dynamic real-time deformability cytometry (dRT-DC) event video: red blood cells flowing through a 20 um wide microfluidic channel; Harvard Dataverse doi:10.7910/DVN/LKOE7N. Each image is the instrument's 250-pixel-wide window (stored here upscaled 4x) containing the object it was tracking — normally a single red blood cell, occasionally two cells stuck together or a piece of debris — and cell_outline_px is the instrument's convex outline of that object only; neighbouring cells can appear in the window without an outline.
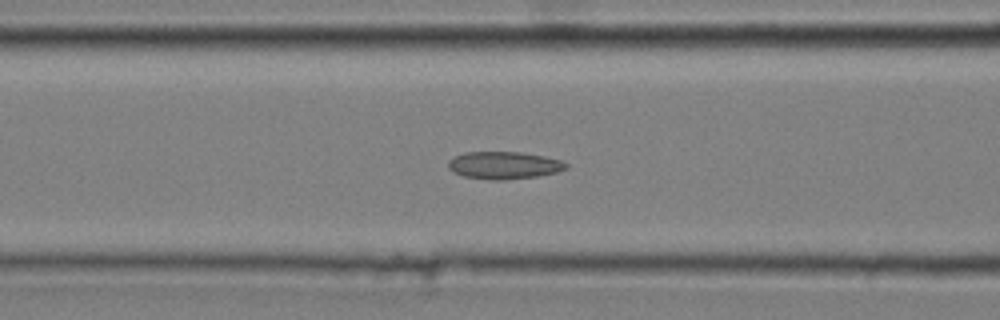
{"species": "common noctule bat (a hibernating species)", "species_latin": "Nyctalus noctula", "temperature_condition": "cold", "stored_images_in_passage": 38, "camera_frame_rate_fps": 3000, "um_per_image_px": 0.085, "animal": {"sex": "male", "body_mass_g": 20.4}, "frame": {"image": 1, "passage_image": 15, "time_ms": 4.667, "image_size_px": [1000, 320], "cell_outline_px": [[568, 168], [556, 172], [536, 176], [504, 180], [488, 180], [464, 176], [452, 172], [448, 168], [448, 160], [464, 152], [520, 152], [544, 156], [560, 160], [568, 164]], "centroid_in_image_um": [42.81, 14.05], "position_along_channel_um": 123.8, "area_um2": 18.84}}
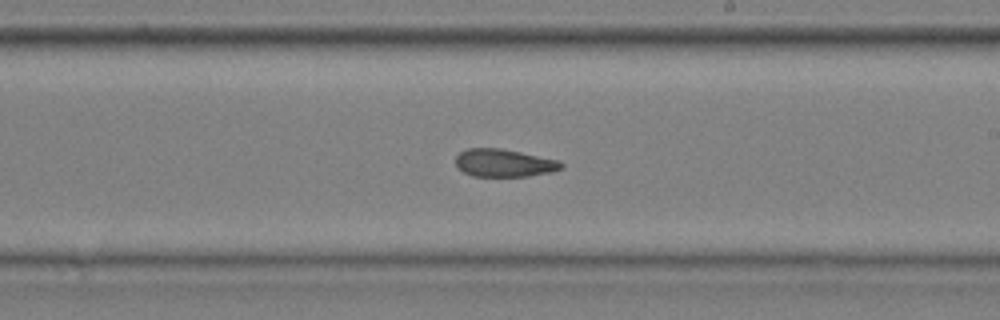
{"frame": {"image": 2, "passage_image": 25, "time_ms": 8.0, "image_size_px": [1000, 320], "cell_outline_px": [[564, 168], [552, 172], [528, 176], [472, 176], [456, 168], [456, 156], [460, 152], [468, 148], [500, 148], [560, 160], [564, 164]], "centroid_in_image_um": [42.86, 13.85], "position_along_channel_um": 246.1, "area_um2": 17.22}}
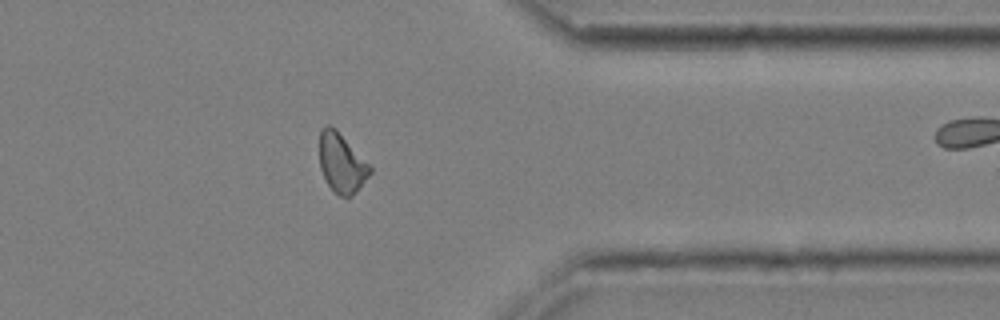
{"frame": {"image": 3, "passage_image": 37, "time_ms": 12.0, "image_size_px": [1000, 320], "cell_outline_px": [[372, 172], [352, 196], [340, 196], [328, 184], [320, 168], [320, 128], [324, 124], [332, 124], [336, 128], [372, 168]], "centroid_in_image_um": [29.02, 13.81], "position_along_channel_um": 382.4, "area_um2": 17.28}}